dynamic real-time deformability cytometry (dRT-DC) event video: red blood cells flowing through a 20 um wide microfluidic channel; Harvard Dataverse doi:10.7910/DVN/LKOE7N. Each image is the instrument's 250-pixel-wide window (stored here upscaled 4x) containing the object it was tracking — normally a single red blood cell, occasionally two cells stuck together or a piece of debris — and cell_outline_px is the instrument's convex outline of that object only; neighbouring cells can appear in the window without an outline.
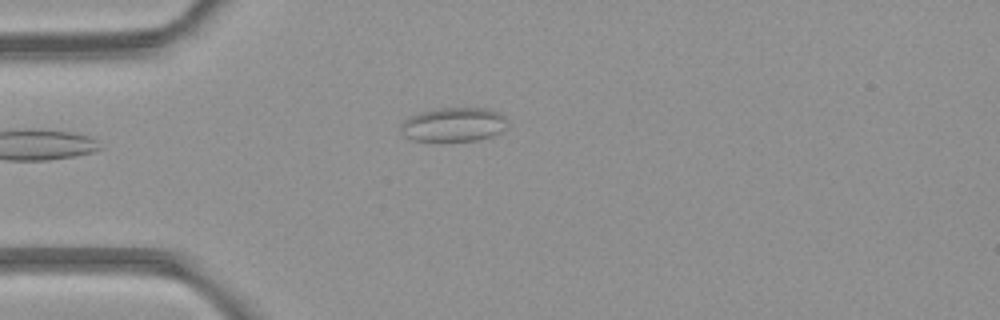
{"species": "common noctule bat (a hibernating species)", "species_latin": "Nyctalus noctula", "temperature_condition": "room temperature", "stored_images_in_passage": 1, "camera_frame_rate_fps": 3000, "um_per_image_px": 0.085, "animal": {"sex": "female", "body_mass_g": 21.9}, "frame": {"image": 1, "passage_image": 1, "time_ms": 0.0, "image_size_px": [1000, 320], "cell_outline_px": [[508, 120], [504, 128], [500, 132], [492, 136], [476, 140], [440, 144], [412, 140], [404, 136], [404, 120], [408, 116], [420, 112], [440, 108], [484, 108], [500, 112]], "centroid_in_image_um": [38.56, 10.63], "position_along_channel_um": 46.4, "area_um2": 21.73}}